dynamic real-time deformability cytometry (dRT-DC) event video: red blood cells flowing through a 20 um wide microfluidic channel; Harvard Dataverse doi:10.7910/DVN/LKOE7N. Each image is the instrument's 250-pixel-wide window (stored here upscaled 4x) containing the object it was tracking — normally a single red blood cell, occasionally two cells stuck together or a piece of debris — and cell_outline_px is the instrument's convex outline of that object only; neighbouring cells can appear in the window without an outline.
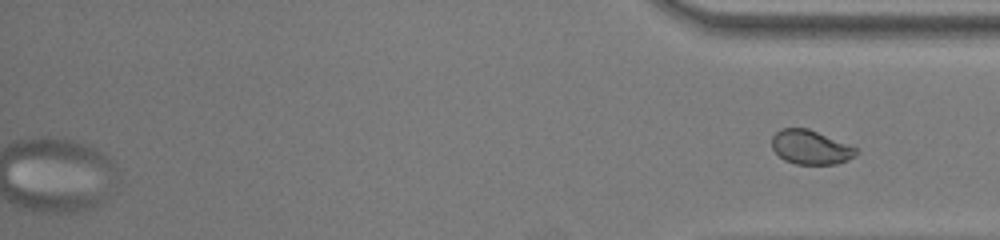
{"species": "common noctule bat (a hibernating species)", "species_latin": "Nyctalus noctula", "temperature_condition": "room temperature", "stored_images_in_passage": 62, "camera_frame_rate_fps": 3000, "um_per_image_px": 0.085, "animal": {"sex": "female", "body_mass_g": 22.0, "forearm_length_mm": 56.7}, "frame": {"image": 1, "passage_image": 62, "time_ms": 20.333, "image_size_px": [1000, 240], "cell_outline_px": [[860, 152], [856, 156], [848, 160], [836, 164], [796, 164], [784, 160], [772, 148], [772, 136], [780, 128], [808, 128], [848, 144], [856, 148]], "centroid_in_image_um": [68.91, 12.52], "position_along_channel_um": 366.3, "area_um2": 16.82}}